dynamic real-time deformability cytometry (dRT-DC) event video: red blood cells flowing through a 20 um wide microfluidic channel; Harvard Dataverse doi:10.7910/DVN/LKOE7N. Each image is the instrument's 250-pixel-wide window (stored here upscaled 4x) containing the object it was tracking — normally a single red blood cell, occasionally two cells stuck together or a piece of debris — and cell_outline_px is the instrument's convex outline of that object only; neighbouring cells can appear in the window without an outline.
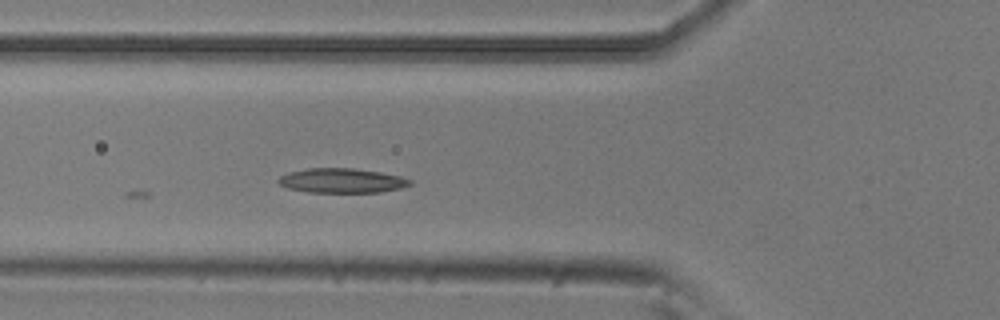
{"species": "common noctule bat (a hibernating species)", "species_latin": "Nyctalus noctula", "temperature_condition": "room temperature", "stored_images_in_passage": 5, "camera_frame_rate_fps": 3000, "um_per_image_px": 0.085, "animal": {"sex": "male", "body_mass_g": 20.5, "forearm_length_mm": 52.5}, "frame": {"image": 1, "passage_image": 5, "time_ms": 1.333, "image_size_px": [1000, 320], "cell_outline_px": [[412, 184], [400, 188], [380, 192], [308, 192], [288, 188], [280, 184], [276, 180], [280, 176], [288, 172], [308, 168], [352, 168], [380, 172], [400, 176], [412, 180]], "centroid_in_image_um": [29.04, 15.35], "position_along_channel_um": 96.8, "area_um2": 18.79}}